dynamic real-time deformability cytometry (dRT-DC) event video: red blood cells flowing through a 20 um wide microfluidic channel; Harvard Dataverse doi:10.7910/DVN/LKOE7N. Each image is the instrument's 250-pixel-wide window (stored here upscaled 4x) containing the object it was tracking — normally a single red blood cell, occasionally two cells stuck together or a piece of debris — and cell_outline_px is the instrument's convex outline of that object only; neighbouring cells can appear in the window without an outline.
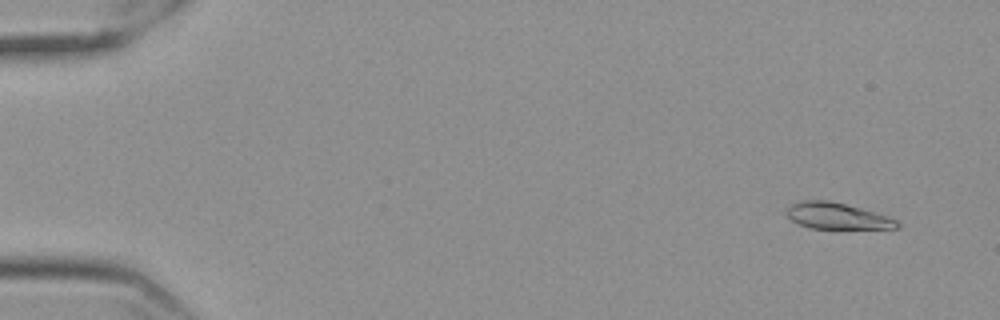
{"species": "Egyptian fruit bat (a non-hibernating species)", "species_latin": "Rousettus aegyptiacus", "temperature_condition": "cold", "stored_images_in_passage": 23, "camera_frame_rate_fps": 3000, "um_per_image_px": 0.085, "frame": {"image": 1, "passage_image": 2, "time_ms": 0.333, "image_size_px": [1000, 320], "cell_outline_px": [[900, 228], [812, 228], [800, 224], [792, 220], [784, 212], [784, 208], [788, 204], [800, 200], [828, 200], [860, 208], [888, 216], [896, 220], [900, 224]], "centroid_in_image_um": [71.08, 18.34], "position_along_channel_um": 13.9, "area_um2": 16.88}}
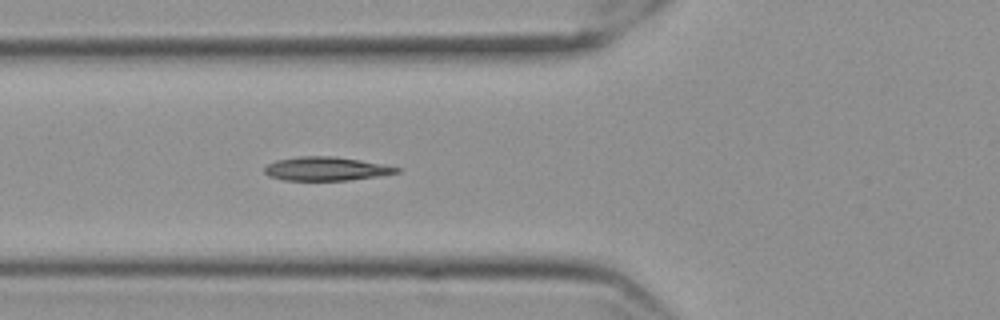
{"frame": {"image": 2, "passage_image": 20, "time_ms": 6.333, "image_size_px": [1000, 320], "cell_outline_px": [[400, 172], [380, 176], [348, 180], [284, 180], [268, 176], [264, 172], [264, 168], [268, 164], [276, 160], [300, 156], [336, 156], [360, 160], [400, 168]], "centroid_in_image_um": [27.7, 14.34], "position_along_channel_um": 98.1, "area_um2": 18.21}}
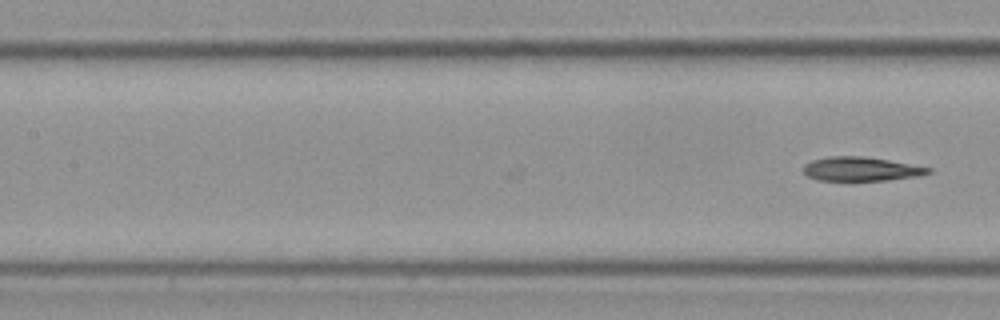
{"frame": {"image": 3, "passage_image": 23, "time_ms": 7.333, "image_size_px": [1000, 320], "cell_outline_px": [[932, 172], [920, 176], [888, 180], [816, 180], [808, 176], [804, 172], [804, 164], [812, 160], [828, 156], [864, 156], [888, 160], [932, 168]], "centroid_in_image_um": [73.2, 14.36], "position_along_channel_um": 134.2, "area_um2": 17.46}}